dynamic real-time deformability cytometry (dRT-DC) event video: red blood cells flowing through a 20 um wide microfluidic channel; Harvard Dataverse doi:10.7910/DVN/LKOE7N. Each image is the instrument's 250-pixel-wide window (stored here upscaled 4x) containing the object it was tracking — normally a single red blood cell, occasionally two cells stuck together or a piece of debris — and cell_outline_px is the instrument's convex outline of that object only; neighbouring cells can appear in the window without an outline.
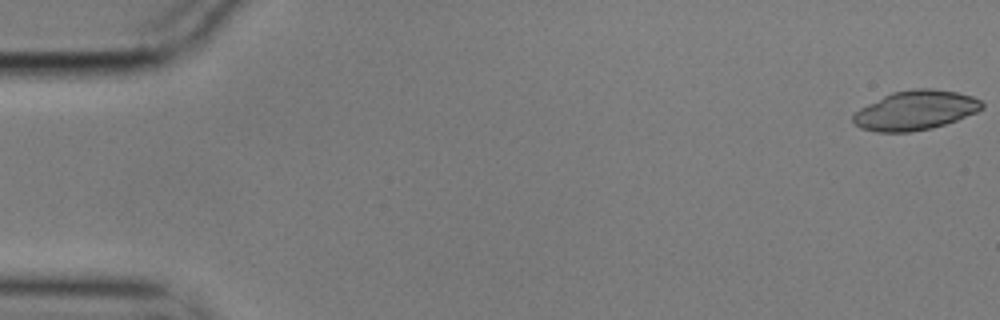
{"species": "common noctule bat (a hibernating species)", "species_latin": "Nyctalus noctula", "temperature_condition": "cold", "stored_images_in_passage": 57, "camera_frame_rate_fps": 3000, "um_per_image_px": 0.085, "animal": {"sex": "male", "body_mass_g": 17.9}, "frame": {"image": 1, "passage_image": 1, "time_ms": 0.0, "image_size_px": [1000, 320], "cell_outline_px": [[984, 108], [976, 112], [956, 120], [932, 128], [912, 132], [876, 132], [860, 128], [852, 120], [852, 116], [860, 108], [892, 92], [916, 88], [932, 88], [956, 92], [972, 96], [980, 100], [984, 104]], "centroid_in_image_um": [77.81, 9.38], "position_along_channel_um": 7.2, "area_um2": 29.48}}